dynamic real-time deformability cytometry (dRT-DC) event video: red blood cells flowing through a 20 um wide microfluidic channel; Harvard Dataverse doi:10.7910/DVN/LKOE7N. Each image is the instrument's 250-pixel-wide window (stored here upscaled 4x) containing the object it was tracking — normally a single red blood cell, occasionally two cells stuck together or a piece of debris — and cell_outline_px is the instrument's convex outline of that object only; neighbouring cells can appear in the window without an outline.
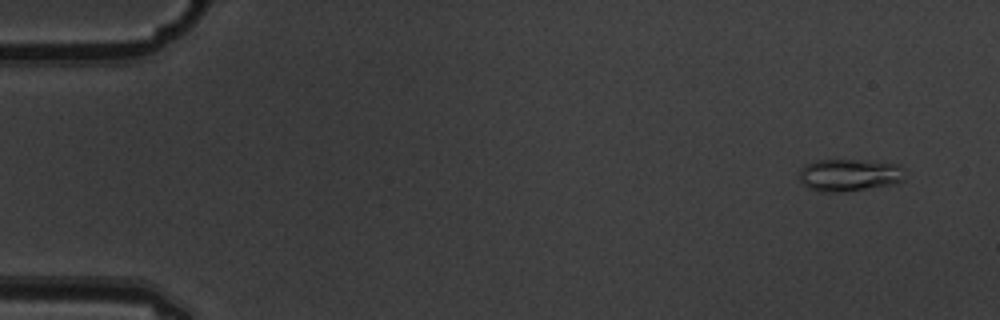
{"species": "common noctule bat (a hibernating species)", "species_latin": "Nyctalus noctula", "temperature_condition": "warm", "stored_images_in_passage": 5, "camera_frame_rate_fps": 3000, "um_per_image_px": 0.085, "animal": {"sex": "male", "body_mass_g": 19.5, "forearm_length_mm": 54.6}, "frame": {"image": 1, "passage_image": 1, "time_ms": 0.0, "image_size_px": [1000, 320], "cell_outline_px": [[904, 180], [892, 184], [844, 192], [820, 192], [808, 188], [800, 180], [800, 168], [804, 164], [816, 160], [856, 160], [900, 164], [904, 168]], "centroid_in_image_um": [72.17, 14.88], "position_along_channel_um": 12.8, "area_um2": 20.0}}
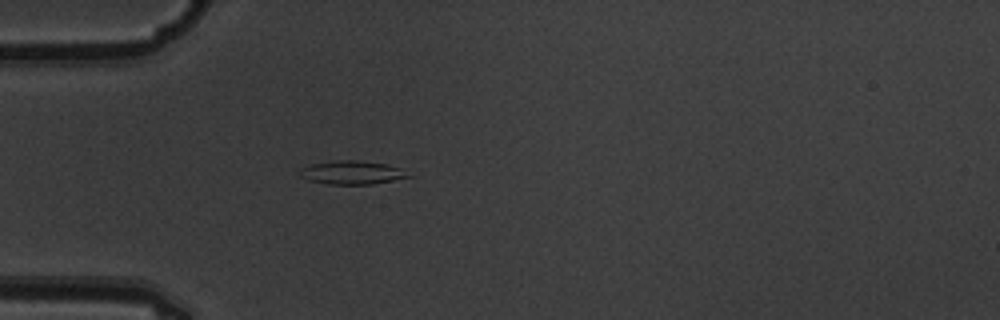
{"frame": {"image": 2, "passage_image": 5, "time_ms": 1.333, "image_size_px": [1000, 320], "cell_outline_px": [[412, 176], [372, 184], [328, 184], [308, 180], [300, 176], [300, 168], [312, 164], [336, 160], [356, 160], [388, 164], [400, 168]], "centroid_in_image_um": [29.9, 14.66], "position_along_channel_um": 55.1, "area_um2": 14.74}}